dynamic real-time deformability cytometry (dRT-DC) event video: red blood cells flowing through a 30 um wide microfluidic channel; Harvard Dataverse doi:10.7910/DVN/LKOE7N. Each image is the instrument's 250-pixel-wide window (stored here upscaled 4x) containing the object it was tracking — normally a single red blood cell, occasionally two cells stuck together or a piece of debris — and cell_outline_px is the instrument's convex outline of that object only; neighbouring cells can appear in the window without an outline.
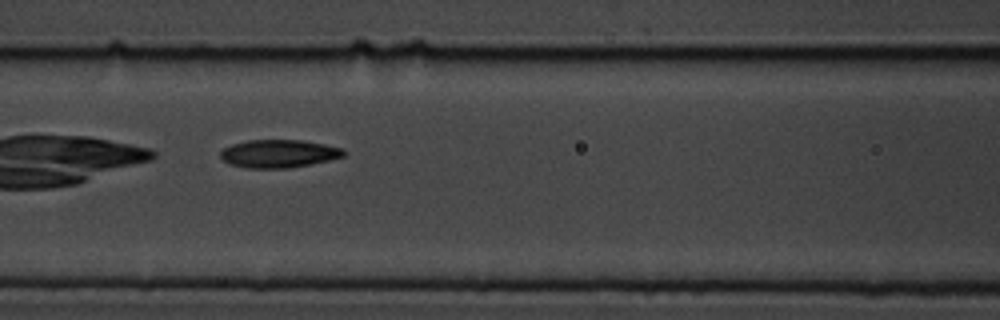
{"species": "common noctule bat (a hibernating species)", "species_latin": "Nyctalus noctula", "temperature_condition": "cold", "stored_images_in_passage": 14, "camera_frame_rate_fps": 3000, "um_per_image_px": 0.085, "animal": {"sex": "male", "body_mass_g": 19.5, "forearm_length_mm": 54.6}, "frame": {"image": 1, "passage_image": 7, "time_ms": 7.667, "image_size_px": [1000, 320], "cell_outline_px": [[344, 156], [328, 160], [288, 168], [244, 168], [228, 164], [220, 156], [220, 152], [224, 148], [232, 144], [248, 140], [300, 140], [324, 144], [344, 148]], "centroid_in_image_um": [23.66, 13.06], "position_along_channel_um": 142.9, "area_um2": 20.0}}
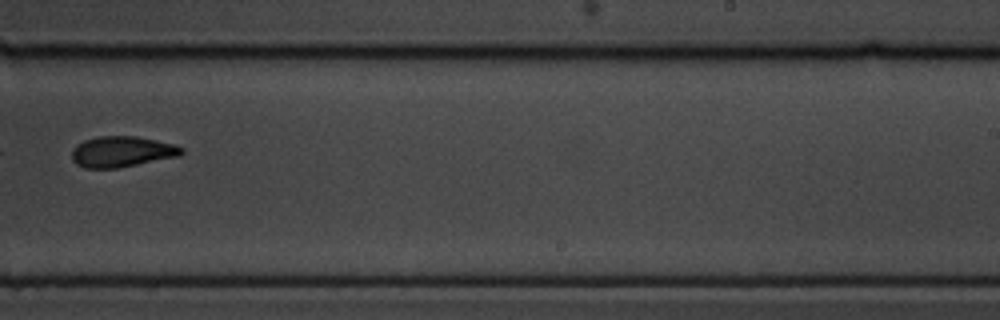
{"frame": {"image": 2, "passage_image": 10, "time_ms": 11.333, "image_size_px": [1000, 320], "cell_outline_px": [[184, 152], [180, 156], [116, 168], [84, 168], [76, 164], [72, 160], [72, 148], [76, 144], [84, 140], [96, 136], [136, 136], [156, 140], [172, 144], [184, 148]], "centroid_in_image_um": [10.33, 12.89], "position_along_channel_um": 278.7, "area_um2": 19.77}}
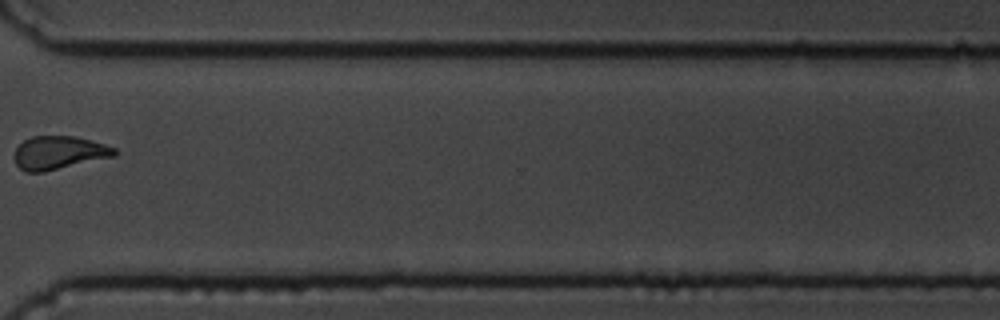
{"frame": {"image": 3, "passage_image": 12, "time_ms": 13.667, "image_size_px": [1000, 320], "cell_outline_px": [[120, 152], [116, 156], [44, 172], [24, 172], [16, 164], [16, 148], [24, 140], [32, 136], [76, 136], [92, 140], [116, 148]], "centroid_in_image_um": [5.06, 12.98], "position_along_channel_um": 365.5, "area_um2": 19.54}, "authors_computed_cell_mechanics": {"area_um2": 20.5768, "velocity_mm_per_s": 3.7052, "shape_relaxation_time_tau1_ms": 2.3778, "shape_relaxation_time_tau2_ms": null, "deformation_change_tau1": 0.0898, "deformation_change_tau2": null}}